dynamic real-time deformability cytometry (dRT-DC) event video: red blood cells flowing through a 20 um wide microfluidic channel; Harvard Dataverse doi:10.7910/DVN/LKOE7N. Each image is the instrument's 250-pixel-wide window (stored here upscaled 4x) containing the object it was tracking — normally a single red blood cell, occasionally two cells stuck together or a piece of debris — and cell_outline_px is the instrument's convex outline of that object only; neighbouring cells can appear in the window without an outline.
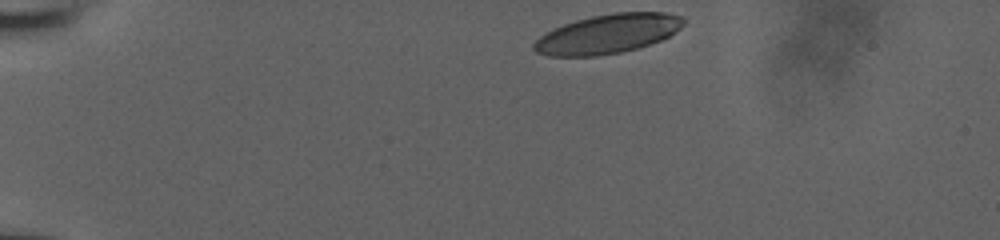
{"species": "human", "species_latin": "Homo sapiens", "temperature_condition": "room temperature", "stored_images_in_passage": 37, "camera_frame_rate_fps": 3000, "um_per_image_px": 0.085, "donor": {"sex": "male"}, "frame": {"image": 1, "passage_image": 1, "time_ms": 0.0, "image_size_px": [1000, 240], "cell_outline_px": [[688, 20], [680, 28], [668, 36], [660, 40], [636, 48], [620, 52], [596, 56], [548, 56], [536, 52], [532, 48], [532, 44], [540, 36], [564, 24], [576, 20], [592, 16], [616, 12], [664, 12], [684, 16]], "centroid_in_image_um": [51.68, 2.87], "position_along_channel_um": 33.3, "area_um2": 34.04}}
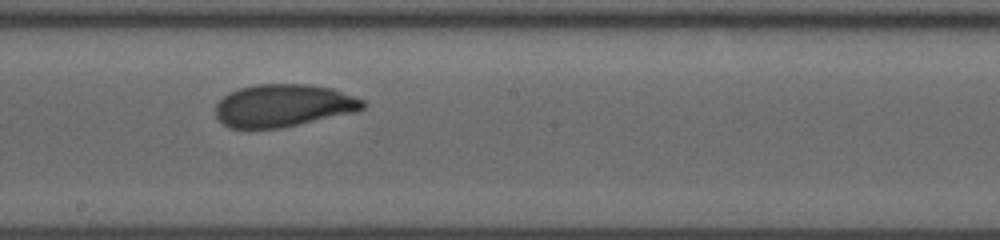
{"frame": {"image": 2, "passage_image": 22, "time_ms": 7.0, "image_size_px": [1000, 240], "cell_outline_px": [[368, 104], [364, 108], [356, 112], [280, 128], [232, 128], [224, 124], [216, 116], [216, 104], [228, 92], [240, 88], [256, 84], [308, 84], [332, 88], [364, 100]], "centroid_in_image_um": [24.11, 8.96], "position_along_channel_um": 224.1, "area_um2": 36.53}}
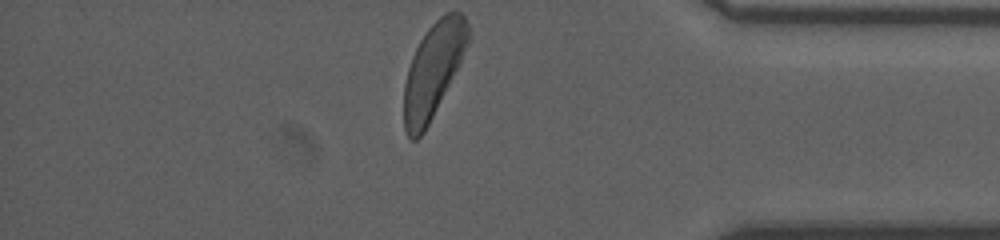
{"frame": {"image": 3, "passage_image": 37, "time_ms": 12.0, "image_size_px": [1000, 240], "cell_outline_px": [[468, 44], [460, 64], [424, 132], [416, 140], [412, 140], [408, 136], [404, 128], [404, 84], [408, 68], [412, 56], [420, 40], [428, 28], [444, 12], [460, 12], [464, 16], [468, 24]], "centroid_in_image_um": [36.81, 5.96], "position_along_channel_um": 398.4, "area_um2": 34.91}, "authors_computed_cell_mechanics": {"area_um2": 36.4718, "velocity_mm_per_s": 3.9135, "shape_relaxation_time_tau1_ms": 3.9227, "shape_relaxation_time_tau2_ms": 1.4569, "deformation_change_tau1": 0.1446, "deformation_change_tau2": 0.0703}}